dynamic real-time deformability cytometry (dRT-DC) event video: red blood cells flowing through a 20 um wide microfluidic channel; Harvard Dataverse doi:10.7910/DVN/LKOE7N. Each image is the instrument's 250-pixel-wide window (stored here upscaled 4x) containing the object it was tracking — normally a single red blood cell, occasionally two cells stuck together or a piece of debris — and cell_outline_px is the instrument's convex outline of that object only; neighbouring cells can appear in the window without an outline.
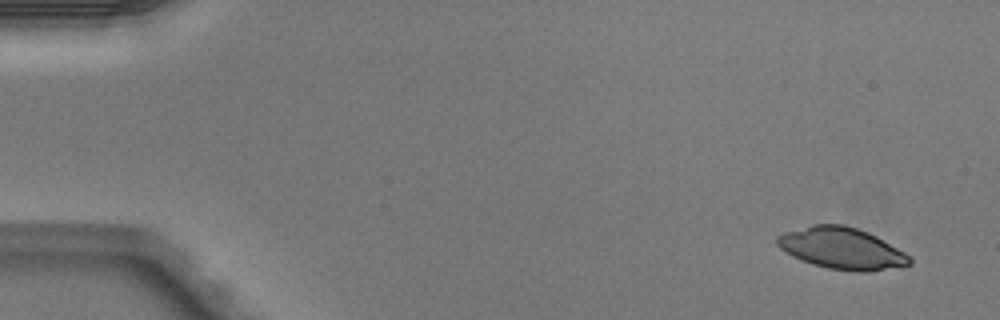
{"species": "Egyptian fruit bat (a non-hibernating species)", "species_latin": "Rousettus aegyptiacus", "temperature_condition": "warm", "stored_images_in_passage": 5, "camera_frame_rate_fps": 3000, "um_per_image_px": 0.085, "animal": {"sex": "male"}, "frame": {"image": 1, "passage_image": 1, "time_ms": 0.0, "image_size_px": [1000, 320], "cell_outline_px": [[912, 264], [904, 268], [864, 272], [856, 272], [828, 268], [812, 264], [800, 260], [792, 256], [780, 248], [776, 244], [776, 236], [784, 232], [812, 224], [844, 224], [868, 232], [876, 236], [904, 252], [912, 260]], "centroid_in_image_um": [71.56, 21.12], "position_along_channel_um": 13.4, "area_um2": 32.43}}